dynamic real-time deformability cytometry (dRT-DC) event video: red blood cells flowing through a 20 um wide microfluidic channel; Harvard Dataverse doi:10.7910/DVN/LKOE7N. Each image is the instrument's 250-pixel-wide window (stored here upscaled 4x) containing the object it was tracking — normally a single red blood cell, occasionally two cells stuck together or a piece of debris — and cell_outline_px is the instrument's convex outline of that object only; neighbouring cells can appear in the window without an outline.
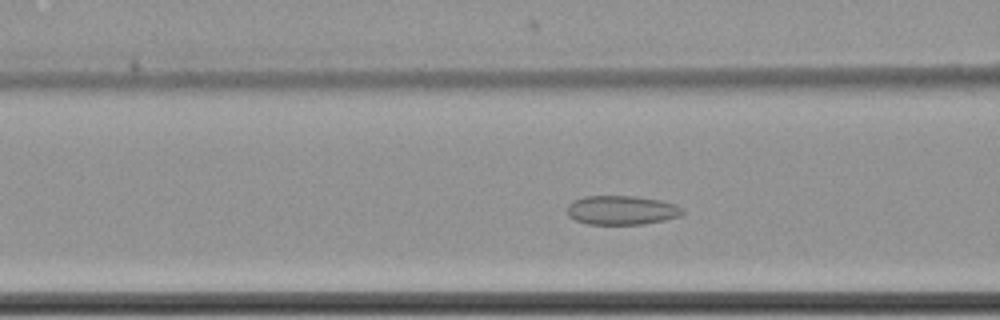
{"species": "common noctule bat (a hibernating species)", "species_latin": "Nyctalus noctula", "temperature_condition": "cold", "stored_images_in_passage": 50, "camera_frame_rate_fps": 3000, "um_per_image_px": 0.085, "animal": {"sex": "female", "body_mass_g": 22.7, "forearm_length_mm": 54.2}, "frame": {"image": 1, "passage_image": 15, "time_ms": 4.667, "image_size_px": [1000, 320], "cell_outline_px": [[684, 212], [680, 216], [664, 220], [644, 224], [588, 224], [576, 220], [568, 216], [568, 204], [572, 200], [584, 196], [636, 196], [660, 200], [676, 204], [684, 208]], "centroid_in_image_um": [52.85, 17.86], "position_along_channel_um": 113.7, "area_um2": 19.71}}
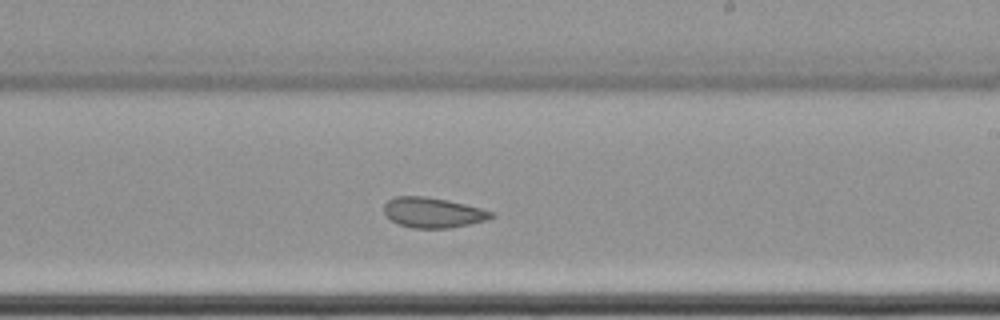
{"frame": {"image": 2, "passage_image": 27, "time_ms": 8.667, "image_size_px": [1000, 320], "cell_outline_px": [[496, 216], [488, 220], [452, 228], [412, 228], [400, 224], [392, 220], [384, 212], [384, 204], [388, 200], [396, 196], [424, 196], [448, 200], [480, 208], [492, 212]], "centroid_in_image_um": [36.82, 18.07], "position_along_channel_um": 252.2, "area_um2": 18.84}}
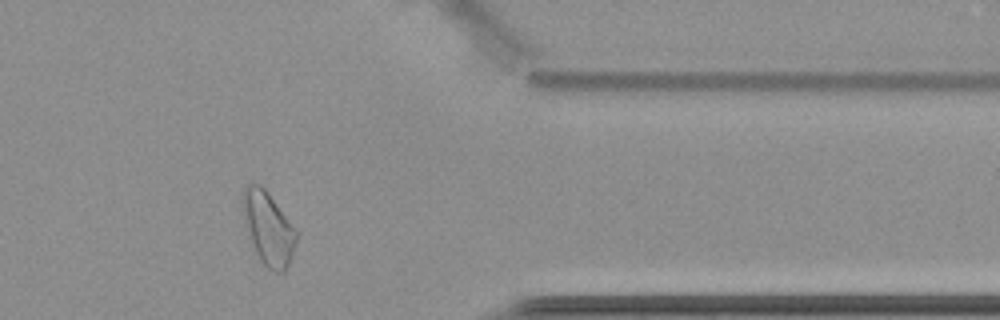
{"frame": {"image": 3, "passage_image": 40, "time_ms": 13.0, "image_size_px": [1000, 320], "cell_outline_px": [[300, 232], [288, 264], [284, 272], [272, 272], [260, 260], [248, 236], [244, 220], [244, 188], [248, 184], [260, 184], [268, 192]], "centroid_in_image_um": [22.85, 19.42], "position_along_channel_um": 388.6, "area_um2": 22.77}, "authors_computed_cell_mechanics": {"area_um2": 20.5768, "velocity_mm_per_s": 3.4704, "shape_relaxation_time_tau1_ms": null, "shape_relaxation_time_tau2_ms": 2.4795, "deformation_change_tau1": null, "deformation_change_tau2": 0.0761}}